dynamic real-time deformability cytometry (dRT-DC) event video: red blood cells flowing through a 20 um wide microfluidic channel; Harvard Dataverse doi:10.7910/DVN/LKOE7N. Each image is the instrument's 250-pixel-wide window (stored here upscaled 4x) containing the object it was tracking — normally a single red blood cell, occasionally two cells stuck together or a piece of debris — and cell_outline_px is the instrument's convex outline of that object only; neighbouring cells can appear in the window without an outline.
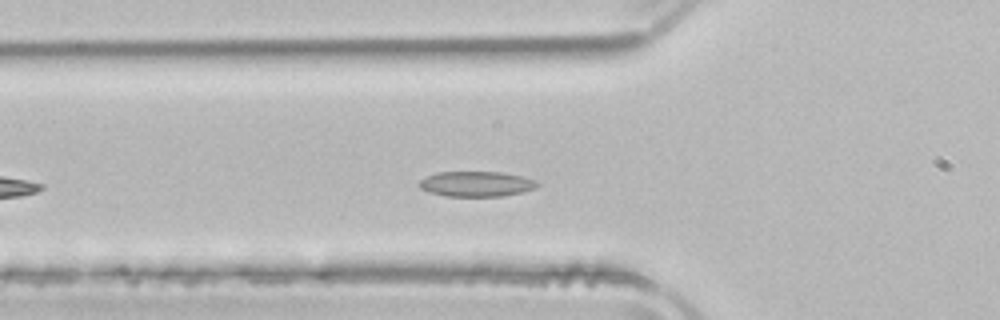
{"species": "common noctule bat (a hibernating species)", "species_latin": "Nyctalus noctula", "temperature_condition": "room temperature", "stored_images_in_passage": 26, "camera_frame_rate_fps": 3000, "um_per_image_px": 0.085, "animal": {"sex": "male", "body_mass_g": 21.5, "forearm_length_mm": 52.0}, "frame": {"image": 1, "passage_image": 7, "time_ms": 2.0, "image_size_px": [1000, 320], "cell_outline_px": [[540, 184], [536, 188], [520, 192], [500, 196], [444, 196], [428, 192], [420, 188], [416, 184], [420, 180], [436, 172], [500, 172], [520, 176], [536, 180]], "centroid_in_image_um": [40.45, 15.63], "position_along_channel_um": 85.4, "area_um2": 17.34}}
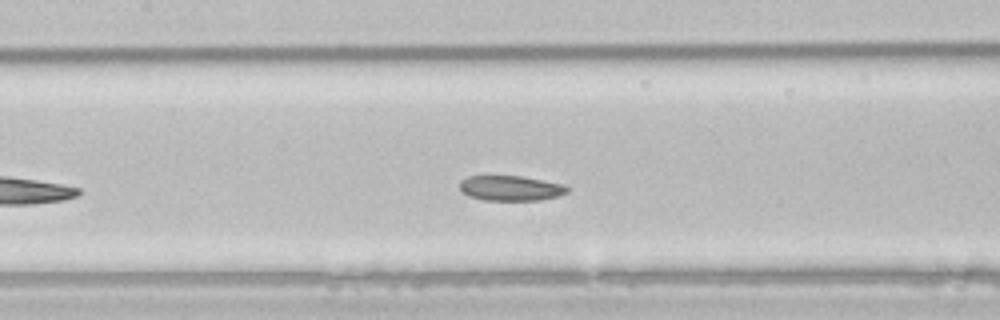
{"frame": {"image": 2, "passage_image": 13, "time_ms": 4.0, "image_size_px": [1000, 320], "cell_outline_px": [[568, 192], [556, 196], [540, 200], [484, 200], [468, 196], [460, 192], [460, 180], [468, 176], [520, 176], [564, 184], [568, 188]], "centroid_in_image_um": [43.36, 15.99], "position_along_channel_um": 164.0, "area_um2": 15.72}}
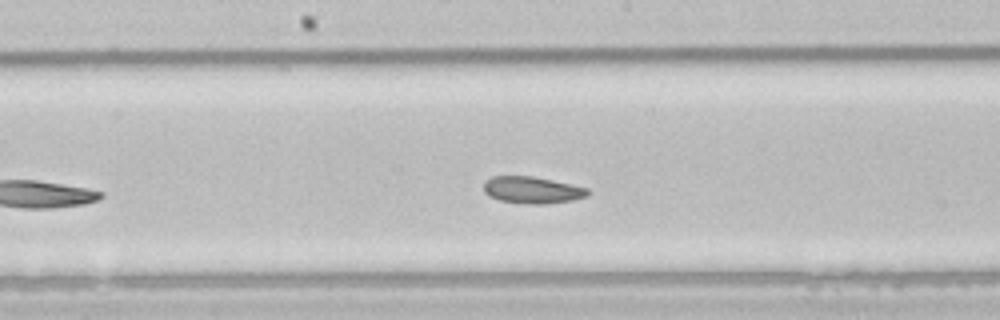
{"frame": {"image": 3, "passage_image": 16, "time_ms": 5.0, "image_size_px": [1000, 320], "cell_outline_px": [[588, 196], [572, 200], [544, 204], [528, 204], [500, 200], [488, 196], [484, 192], [484, 180], [492, 176], [532, 176], [572, 184], [588, 188]], "centroid_in_image_um": [45.21, 16.14], "position_along_channel_um": 203.0, "area_um2": 16.3}, "authors_computed_cell_mechanics": {"area_um2": 17.8313, "velocity_mm_per_s": 3.9126, "shape_relaxation_time_tau1_ms": null, "shape_relaxation_time_tau2_ms": 3.5284, "deformation_change_tau1": null, "deformation_change_tau2": 0.0783}}